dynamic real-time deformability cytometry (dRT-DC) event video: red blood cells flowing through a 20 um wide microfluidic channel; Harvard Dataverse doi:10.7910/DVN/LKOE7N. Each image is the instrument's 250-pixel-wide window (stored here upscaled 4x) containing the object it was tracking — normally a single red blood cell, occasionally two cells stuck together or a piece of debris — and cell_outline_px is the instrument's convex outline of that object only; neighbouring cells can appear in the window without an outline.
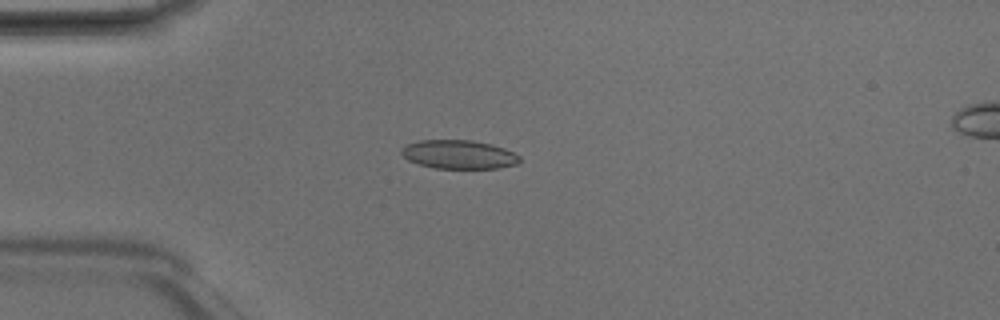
{"species": "Egyptian fruit bat (a non-hibernating species)", "species_latin": "Rousettus aegyptiacus", "temperature_condition": "room temperature", "stored_images_in_passage": 6, "camera_frame_rate_fps": 3000, "um_per_image_px": 0.085, "animal": {"sex": "male"}, "frame": {"image": 1, "passage_image": 4, "time_ms": 1.0, "image_size_px": [1000, 320], "cell_outline_px": [[520, 160], [516, 164], [496, 168], [432, 168], [416, 164], [408, 160], [400, 152], [400, 148], [408, 144], [420, 140], [472, 140], [492, 144], [504, 148], [520, 156]], "centroid_in_image_um": [38.96, 13.13], "position_along_channel_um": 46.0, "area_um2": 19.83}}